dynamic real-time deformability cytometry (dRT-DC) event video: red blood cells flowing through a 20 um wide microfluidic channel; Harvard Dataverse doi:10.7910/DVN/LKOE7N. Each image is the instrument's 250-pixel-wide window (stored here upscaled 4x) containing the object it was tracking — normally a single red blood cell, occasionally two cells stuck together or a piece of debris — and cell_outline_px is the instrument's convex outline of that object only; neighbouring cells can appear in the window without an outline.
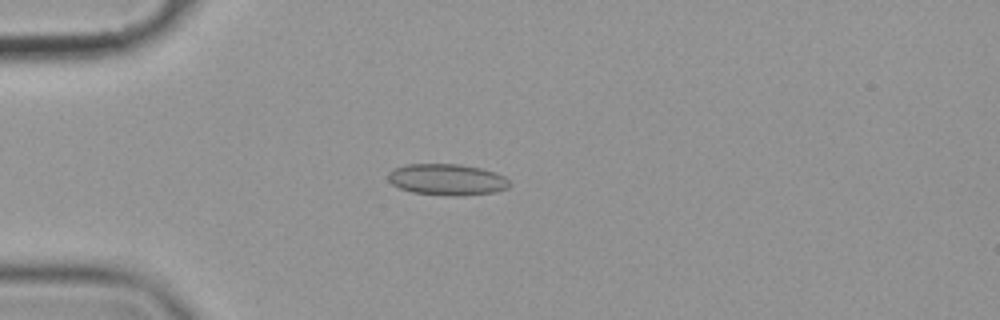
{"species": "common noctule bat (a hibernating species)", "species_latin": "Nyctalus noctula", "temperature_condition": "cold", "stored_images_in_passage": 57, "camera_frame_rate_fps": 3000, "um_per_image_px": 0.085, "animal": {"sex": "female", "body_mass_g": 19.9}, "frame": {"image": 1, "passage_image": 16, "time_ms": 5.0, "image_size_px": [1000, 320], "cell_outline_px": [[508, 188], [496, 192], [460, 196], [448, 196], [412, 192], [400, 188], [392, 184], [388, 180], [388, 172], [392, 168], [404, 164], [460, 164], [480, 168], [496, 172], [504, 176], [508, 180]], "centroid_in_image_um": [37.97, 15.26], "position_along_channel_um": 47.0, "area_um2": 22.37}}
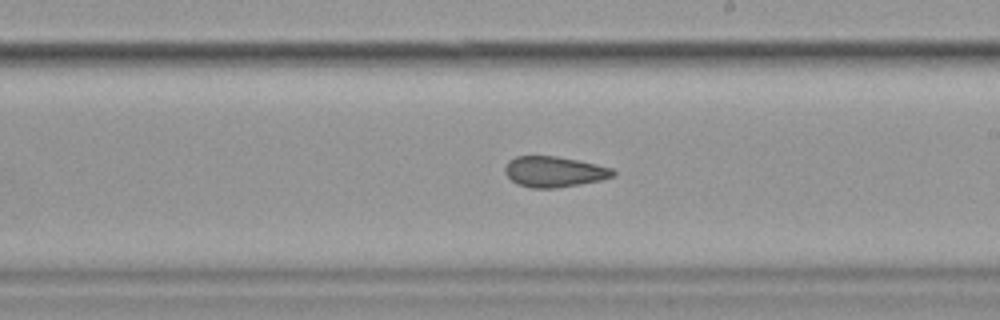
{"frame": {"image": 2, "passage_image": 34, "time_ms": 11.0, "image_size_px": [1000, 320], "cell_outline_px": [[616, 172], [612, 176], [600, 180], [580, 184], [556, 188], [532, 188], [516, 184], [504, 172], [504, 168], [508, 160], [516, 156], [556, 156], [596, 164], [612, 168]], "centroid_in_image_um": [47.06, 14.59], "position_along_channel_um": 241.9, "area_um2": 19.25}}
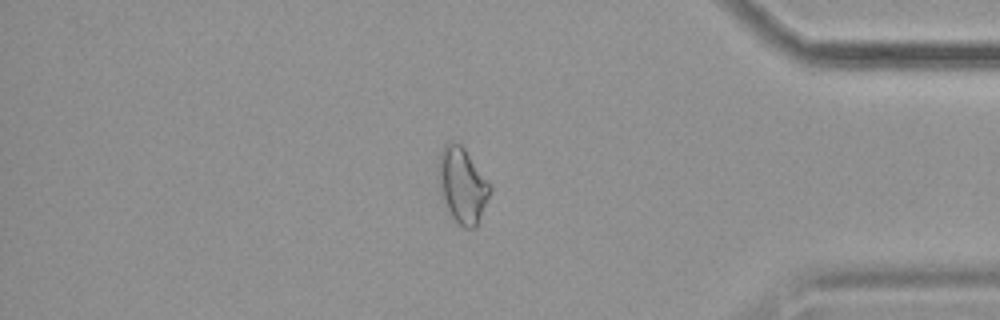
{"frame": {"image": 3, "passage_image": 49, "time_ms": 16.0, "image_size_px": [1000, 320], "cell_outline_px": [[492, 188], [476, 228], [464, 228], [448, 212], [440, 188], [440, 152], [444, 144], [452, 140], [460, 144], [464, 148]], "centroid_in_image_um": [39.31, 15.75], "position_along_channel_um": 395.9, "area_um2": 21.91}, "authors_computed_cell_mechanics": {"area_um2": 21.0392, "velocity_mm_per_s": 3.5725, "shape_relaxation_time_tau1_ms": null, "shape_relaxation_time_tau2_ms": 4.3179, "deformation_change_tau1": null, "deformation_change_tau2": 0.1116}}